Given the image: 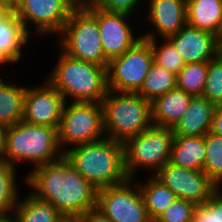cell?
I'll return each mask as SVG.
<instances>
[{
    "mask_svg": "<svg viewBox=\"0 0 222 222\" xmlns=\"http://www.w3.org/2000/svg\"><path fill=\"white\" fill-rule=\"evenodd\" d=\"M23 182L32 189L30 193L49 202L62 215L81 216L97 205L98 190L65 156L26 171Z\"/></svg>",
    "mask_w": 222,
    "mask_h": 222,
    "instance_id": "1",
    "label": "cell"
},
{
    "mask_svg": "<svg viewBox=\"0 0 222 222\" xmlns=\"http://www.w3.org/2000/svg\"><path fill=\"white\" fill-rule=\"evenodd\" d=\"M58 49L57 60L46 80L66 102L102 103L108 92L107 68L73 58Z\"/></svg>",
    "mask_w": 222,
    "mask_h": 222,
    "instance_id": "2",
    "label": "cell"
},
{
    "mask_svg": "<svg viewBox=\"0 0 222 222\" xmlns=\"http://www.w3.org/2000/svg\"><path fill=\"white\" fill-rule=\"evenodd\" d=\"M64 156L97 190L128 179L124 169V146L120 141L105 137L71 147Z\"/></svg>",
    "mask_w": 222,
    "mask_h": 222,
    "instance_id": "3",
    "label": "cell"
},
{
    "mask_svg": "<svg viewBox=\"0 0 222 222\" xmlns=\"http://www.w3.org/2000/svg\"><path fill=\"white\" fill-rule=\"evenodd\" d=\"M64 156L58 141V128L29 124L23 120L8 126L4 153L0 160L17 169V163L32 169ZM34 166V167H33Z\"/></svg>",
    "mask_w": 222,
    "mask_h": 222,
    "instance_id": "4",
    "label": "cell"
},
{
    "mask_svg": "<svg viewBox=\"0 0 222 222\" xmlns=\"http://www.w3.org/2000/svg\"><path fill=\"white\" fill-rule=\"evenodd\" d=\"M106 138L124 143L151 127V101L138 93L108 90L102 101Z\"/></svg>",
    "mask_w": 222,
    "mask_h": 222,
    "instance_id": "5",
    "label": "cell"
},
{
    "mask_svg": "<svg viewBox=\"0 0 222 222\" xmlns=\"http://www.w3.org/2000/svg\"><path fill=\"white\" fill-rule=\"evenodd\" d=\"M173 137V128L152 125L127 139L123 146L124 169L128 179H138V171L142 170L155 175L169 162Z\"/></svg>",
    "mask_w": 222,
    "mask_h": 222,
    "instance_id": "6",
    "label": "cell"
},
{
    "mask_svg": "<svg viewBox=\"0 0 222 222\" xmlns=\"http://www.w3.org/2000/svg\"><path fill=\"white\" fill-rule=\"evenodd\" d=\"M59 47L67 55L108 68L100 40L97 18L80 3L57 36Z\"/></svg>",
    "mask_w": 222,
    "mask_h": 222,
    "instance_id": "7",
    "label": "cell"
},
{
    "mask_svg": "<svg viewBox=\"0 0 222 222\" xmlns=\"http://www.w3.org/2000/svg\"><path fill=\"white\" fill-rule=\"evenodd\" d=\"M103 138L105 133L102 103H65L58 127V141L63 152Z\"/></svg>",
    "mask_w": 222,
    "mask_h": 222,
    "instance_id": "8",
    "label": "cell"
},
{
    "mask_svg": "<svg viewBox=\"0 0 222 222\" xmlns=\"http://www.w3.org/2000/svg\"><path fill=\"white\" fill-rule=\"evenodd\" d=\"M12 11L31 36L57 37L81 0H11ZM34 28V29H33ZM33 30V32L31 31ZM35 31V32H34Z\"/></svg>",
    "mask_w": 222,
    "mask_h": 222,
    "instance_id": "9",
    "label": "cell"
},
{
    "mask_svg": "<svg viewBox=\"0 0 222 222\" xmlns=\"http://www.w3.org/2000/svg\"><path fill=\"white\" fill-rule=\"evenodd\" d=\"M152 63L153 52L150 42L142 38L121 56L109 62L108 90L137 93Z\"/></svg>",
    "mask_w": 222,
    "mask_h": 222,
    "instance_id": "10",
    "label": "cell"
},
{
    "mask_svg": "<svg viewBox=\"0 0 222 222\" xmlns=\"http://www.w3.org/2000/svg\"><path fill=\"white\" fill-rule=\"evenodd\" d=\"M135 180V181H134ZM137 179L98 190L96 207L112 222H152Z\"/></svg>",
    "mask_w": 222,
    "mask_h": 222,
    "instance_id": "11",
    "label": "cell"
},
{
    "mask_svg": "<svg viewBox=\"0 0 222 222\" xmlns=\"http://www.w3.org/2000/svg\"><path fill=\"white\" fill-rule=\"evenodd\" d=\"M81 3L98 20L102 48L109 62L121 56L142 39V35L139 33L137 36L134 33L136 29L132 28L133 23H131L130 17L132 20L133 16L126 13L108 12L85 0H81Z\"/></svg>",
    "mask_w": 222,
    "mask_h": 222,
    "instance_id": "12",
    "label": "cell"
},
{
    "mask_svg": "<svg viewBox=\"0 0 222 222\" xmlns=\"http://www.w3.org/2000/svg\"><path fill=\"white\" fill-rule=\"evenodd\" d=\"M155 176L178 198L204 204L217 190L215 183L203 172L167 162Z\"/></svg>",
    "mask_w": 222,
    "mask_h": 222,
    "instance_id": "13",
    "label": "cell"
},
{
    "mask_svg": "<svg viewBox=\"0 0 222 222\" xmlns=\"http://www.w3.org/2000/svg\"><path fill=\"white\" fill-rule=\"evenodd\" d=\"M66 101L46 79L39 85L26 86L23 121L42 126L59 127Z\"/></svg>",
    "mask_w": 222,
    "mask_h": 222,
    "instance_id": "14",
    "label": "cell"
},
{
    "mask_svg": "<svg viewBox=\"0 0 222 222\" xmlns=\"http://www.w3.org/2000/svg\"><path fill=\"white\" fill-rule=\"evenodd\" d=\"M145 3L148 9L144 19L154 29H144L143 39L168 38L187 23L186 0H147Z\"/></svg>",
    "mask_w": 222,
    "mask_h": 222,
    "instance_id": "15",
    "label": "cell"
},
{
    "mask_svg": "<svg viewBox=\"0 0 222 222\" xmlns=\"http://www.w3.org/2000/svg\"><path fill=\"white\" fill-rule=\"evenodd\" d=\"M168 39L180 53L185 64L208 62L217 55L216 36L187 23Z\"/></svg>",
    "mask_w": 222,
    "mask_h": 222,
    "instance_id": "16",
    "label": "cell"
},
{
    "mask_svg": "<svg viewBox=\"0 0 222 222\" xmlns=\"http://www.w3.org/2000/svg\"><path fill=\"white\" fill-rule=\"evenodd\" d=\"M178 87L151 101L152 124L158 127L174 128L188 109L192 99Z\"/></svg>",
    "mask_w": 222,
    "mask_h": 222,
    "instance_id": "17",
    "label": "cell"
},
{
    "mask_svg": "<svg viewBox=\"0 0 222 222\" xmlns=\"http://www.w3.org/2000/svg\"><path fill=\"white\" fill-rule=\"evenodd\" d=\"M216 104L204 96H193L188 109L173 128L174 135L203 136L211 131Z\"/></svg>",
    "mask_w": 222,
    "mask_h": 222,
    "instance_id": "18",
    "label": "cell"
},
{
    "mask_svg": "<svg viewBox=\"0 0 222 222\" xmlns=\"http://www.w3.org/2000/svg\"><path fill=\"white\" fill-rule=\"evenodd\" d=\"M31 36L26 32L22 22L12 12L0 23V67L8 63L17 64L21 62ZM20 61V62H19Z\"/></svg>",
    "mask_w": 222,
    "mask_h": 222,
    "instance_id": "19",
    "label": "cell"
},
{
    "mask_svg": "<svg viewBox=\"0 0 222 222\" xmlns=\"http://www.w3.org/2000/svg\"><path fill=\"white\" fill-rule=\"evenodd\" d=\"M206 158L204 136L174 135L170 162L188 169L203 171Z\"/></svg>",
    "mask_w": 222,
    "mask_h": 222,
    "instance_id": "20",
    "label": "cell"
},
{
    "mask_svg": "<svg viewBox=\"0 0 222 222\" xmlns=\"http://www.w3.org/2000/svg\"><path fill=\"white\" fill-rule=\"evenodd\" d=\"M187 24L218 37L222 0H186Z\"/></svg>",
    "mask_w": 222,
    "mask_h": 222,
    "instance_id": "21",
    "label": "cell"
},
{
    "mask_svg": "<svg viewBox=\"0 0 222 222\" xmlns=\"http://www.w3.org/2000/svg\"><path fill=\"white\" fill-rule=\"evenodd\" d=\"M147 177L144 182L138 181V186L148 216L154 222L178 197L155 175H147Z\"/></svg>",
    "mask_w": 222,
    "mask_h": 222,
    "instance_id": "22",
    "label": "cell"
},
{
    "mask_svg": "<svg viewBox=\"0 0 222 222\" xmlns=\"http://www.w3.org/2000/svg\"><path fill=\"white\" fill-rule=\"evenodd\" d=\"M62 214L49 202L28 192L18 197L12 222H55Z\"/></svg>",
    "mask_w": 222,
    "mask_h": 222,
    "instance_id": "23",
    "label": "cell"
},
{
    "mask_svg": "<svg viewBox=\"0 0 222 222\" xmlns=\"http://www.w3.org/2000/svg\"><path fill=\"white\" fill-rule=\"evenodd\" d=\"M26 86L0 78V123L11 126L23 119Z\"/></svg>",
    "mask_w": 222,
    "mask_h": 222,
    "instance_id": "24",
    "label": "cell"
},
{
    "mask_svg": "<svg viewBox=\"0 0 222 222\" xmlns=\"http://www.w3.org/2000/svg\"><path fill=\"white\" fill-rule=\"evenodd\" d=\"M16 170L0 160V218L12 219L18 197L22 195L17 189L19 180Z\"/></svg>",
    "mask_w": 222,
    "mask_h": 222,
    "instance_id": "25",
    "label": "cell"
},
{
    "mask_svg": "<svg viewBox=\"0 0 222 222\" xmlns=\"http://www.w3.org/2000/svg\"><path fill=\"white\" fill-rule=\"evenodd\" d=\"M176 75L163 67L152 63L141 89L137 92L145 99L152 101L156 97L177 87Z\"/></svg>",
    "mask_w": 222,
    "mask_h": 222,
    "instance_id": "26",
    "label": "cell"
},
{
    "mask_svg": "<svg viewBox=\"0 0 222 222\" xmlns=\"http://www.w3.org/2000/svg\"><path fill=\"white\" fill-rule=\"evenodd\" d=\"M208 62L187 63L176 75L177 87L189 95L201 96L203 94Z\"/></svg>",
    "mask_w": 222,
    "mask_h": 222,
    "instance_id": "27",
    "label": "cell"
},
{
    "mask_svg": "<svg viewBox=\"0 0 222 222\" xmlns=\"http://www.w3.org/2000/svg\"><path fill=\"white\" fill-rule=\"evenodd\" d=\"M203 136L206 147L203 172L216 186H222V137L211 131Z\"/></svg>",
    "mask_w": 222,
    "mask_h": 222,
    "instance_id": "28",
    "label": "cell"
},
{
    "mask_svg": "<svg viewBox=\"0 0 222 222\" xmlns=\"http://www.w3.org/2000/svg\"><path fill=\"white\" fill-rule=\"evenodd\" d=\"M147 40L150 42L153 52V62L177 75L185 63L173 43L168 38H162V42L161 38L160 41L158 39ZM158 41L162 44H159Z\"/></svg>",
    "mask_w": 222,
    "mask_h": 222,
    "instance_id": "29",
    "label": "cell"
},
{
    "mask_svg": "<svg viewBox=\"0 0 222 222\" xmlns=\"http://www.w3.org/2000/svg\"><path fill=\"white\" fill-rule=\"evenodd\" d=\"M202 96L216 105L222 104V60L218 55L208 61L206 83Z\"/></svg>",
    "mask_w": 222,
    "mask_h": 222,
    "instance_id": "30",
    "label": "cell"
},
{
    "mask_svg": "<svg viewBox=\"0 0 222 222\" xmlns=\"http://www.w3.org/2000/svg\"><path fill=\"white\" fill-rule=\"evenodd\" d=\"M195 204L178 198L154 222H192Z\"/></svg>",
    "mask_w": 222,
    "mask_h": 222,
    "instance_id": "31",
    "label": "cell"
},
{
    "mask_svg": "<svg viewBox=\"0 0 222 222\" xmlns=\"http://www.w3.org/2000/svg\"><path fill=\"white\" fill-rule=\"evenodd\" d=\"M85 1L89 4L97 6L102 10L108 12L126 13L132 16L134 14L135 16L137 13L141 12V10L139 9L143 8L141 6L145 7L143 2L146 0H85Z\"/></svg>",
    "mask_w": 222,
    "mask_h": 222,
    "instance_id": "32",
    "label": "cell"
},
{
    "mask_svg": "<svg viewBox=\"0 0 222 222\" xmlns=\"http://www.w3.org/2000/svg\"><path fill=\"white\" fill-rule=\"evenodd\" d=\"M203 205L209 211H216V222H222V195L218 190Z\"/></svg>",
    "mask_w": 222,
    "mask_h": 222,
    "instance_id": "33",
    "label": "cell"
},
{
    "mask_svg": "<svg viewBox=\"0 0 222 222\" xmlns=\"http://www.w3.org/2000/svg\"><path fill=\"white\" fill-rule=\"evenodd\" d=\"M192 222H216V211H209L203 204L196 205Z\"/></svg>",
    "mask_w": 222,
    "mask_h": 222,
    "instance_id": "34",
    "label": "cell"
},
{
    "mask_svg": "<svg viewBox=\"0 0 222 222\" xmlns=\"http://www.w3.org/2000/svg\"><path fill=\"white\" fill-rule=\"evenodd\" d=\"M81 222H112L97 207L88 209L80 216Z\"/></svg>",
    "mask_w": 222,
    "mask_h": 222,
    "instance_id": "35",
    "label": "cell"
},
{
    "mask_svg": "<svg viewBox=\"0 0 222 222\" xmlns=\"http://www.w3.org/2000/svg\"><path fill=\"white\" fill-rule=\"evenodd\" d=\"M211 132L222 137V104H217L212 120Z\"/></svg>",
    "mask_w": 222,
    "mask_h": 222,
    "instance_id": "36",
    "label": "cell"
},
{
    "mask_svg": "<svg viewBox=\"0 0 222 222\" xmlns=\"http://www.w3.org/2000/svg\"><path fill=\"white\" fill-rule=\"evenodd\" d=\"M12 1L0 0V23L12 13Z\"/></svg>",
    "mask_w": 222,
    "mask_h": 222,
    "instance_id": "37",
    "label": "cell"
},
{
    "mask_svg": "<svg viewBox=\"0 0 222 222\" xmlns=\"http://www.w3.org/2000/svg\"><path fill=\"white\" fill-rule=\"evenodd\" d=\"M8 126L0 123V158L4 153Z\"/></svg>",
    "mask_w": 222,
    "mask_h": 222,
    "instance_id": "38",
    "label": "cell"
},
{
    "mask_svg": "<svg viewBox=\"0 0 222 222\" xmlns=\"http://www.w3.org/2000/svg\"><path fill=\"white\" fill-rule=\"evenodd\" d=\"M55 222H81L78 215H61Z\"/></svg>",
    "mask_w": 222,
    "mask_h": 222,
    "instance_id": "39",
    "label": "cell"
},
{
    "mask_svg": "<svg viewBox=\"0 0 222 222\" xmlns=\"http://www.w3.org/2000/svg\"><path fill=\"white\" fill-rule=\"evenodd\" d=\"M217 55L222 60V41H217Z\"/></svg>",
    "mask_w": 222,
    "mask_h": 222,
    "instance_id": "40",
    "label": "cell"
},
{
    "mask_svg": "<svg viewBox=\"0 0 222 222\" xmlns=\"http://www.w3.org/2000/svg\"><path fill=\"white\" fill-rule=\"evenodd\" d=\"M217 41H222V20H221V24L218 30V37H217Z\"/></svg>",
    "mask_w": 222,
    "mask_h": 222,
    "instance_id": "41",
    "label": "cell"
},
{
    "mask_svg": "<svg viewBox=\"0 0 222 222\" xmlns=\"http://www.w3.org/2000/svg\"><path fill=\"white\" fill-rule=\"evenodd\" d=\"M0 222H12L11 219L0 218Z\"/></svg>",
    "mask_w": 222,
    "mask_h": 222,
    "instance_id": "42",
    "label": "cell"
},
{
    "mask_svg": "<svg viewBox=\"0 0 222 222\" xmlns=\"http://www.w3.org/2000/svg\"><path fill=\"white\" fill-rule=\"evenodd\" d=\"M217 190H218L219 193L222 195V186H217Z\"/></svg>",
    "mask_w": 222,
    "mask_h": 222,
    "instance_id": "43",
    "label": "cell"
}]
</instances>
